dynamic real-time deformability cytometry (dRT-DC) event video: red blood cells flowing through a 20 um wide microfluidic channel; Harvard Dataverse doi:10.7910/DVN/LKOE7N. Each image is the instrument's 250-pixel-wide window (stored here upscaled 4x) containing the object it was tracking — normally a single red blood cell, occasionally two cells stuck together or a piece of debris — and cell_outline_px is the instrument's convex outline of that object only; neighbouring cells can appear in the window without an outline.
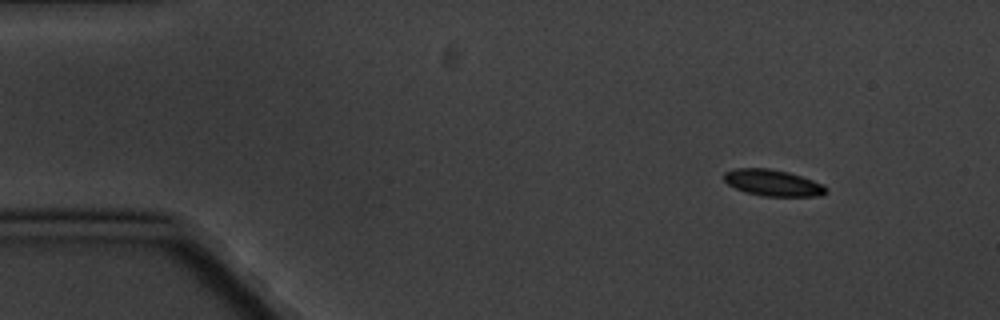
{"species": "common noctule bat (a hibernating species)", "species_latin": "Nyctalus noctula", "temperature_condition": "cold", "stored_images_in_passage": 4, "camera_frame_rate_fps": 3000, "um_per_image_px": 0.085, "animal": {"sex": "male", "body_mass_g": 20.1, "forearm_length_mm": 53.5}, "frame": {"image": 1, "passage_image": 1, "time_ms": 0.0, "image_size_px": [1000, 320], "cell_outline_px": [[828, 192], [820, 196], [760, 196], [744, 192], [728, 184], [724, 180], [724, 172], [736, 168], [768, 168], [788, 172], [824, 184], [828, 188]], "centroid_in_image_um": [65.7, 15.55], "position_along_channel_um": 19.3, "area_um2": 15.78}}
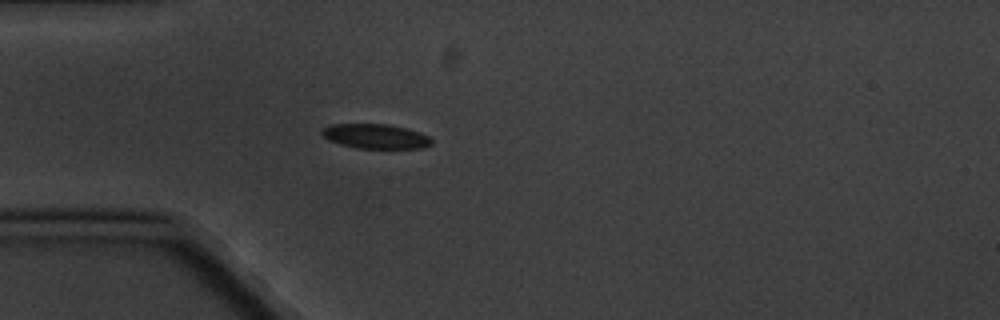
{"frame": {"image": 2, "passage_image": 4, "time_ms": 3.333, "image_size_px": [1000, 320], "cell_outline_px": [[432, 144], [424, 148], [356, 148], [340, 144], [328, 140], [320, 132], [324, 128], [332, 124], [388, 124], [420, 132], [428, 136], [432, 140]], "centroid_in_image_um": [31.93, 11.59], "position_along_channel_um": 53.1, "area_um2": 15.66}}